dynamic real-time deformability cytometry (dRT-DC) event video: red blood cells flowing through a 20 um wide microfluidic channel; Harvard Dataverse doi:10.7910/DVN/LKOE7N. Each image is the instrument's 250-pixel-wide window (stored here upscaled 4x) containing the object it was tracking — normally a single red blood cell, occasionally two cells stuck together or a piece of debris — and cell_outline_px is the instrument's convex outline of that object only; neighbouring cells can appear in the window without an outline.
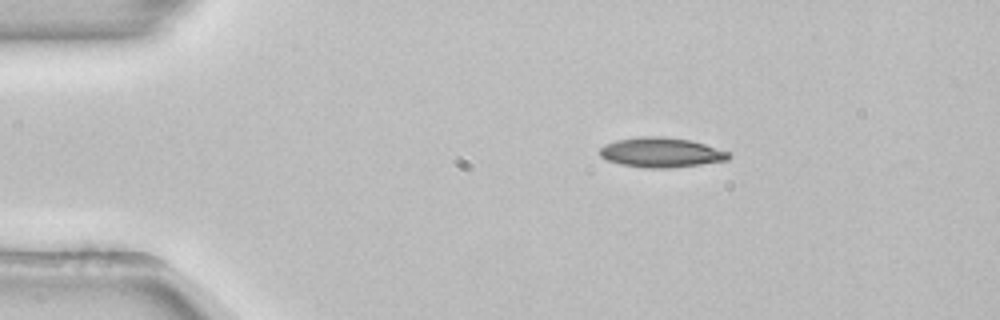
{"species": "common noctule bat (a hibernating species)", "species_latin": "Nyctalus noctula", "temperature_condition": "room temperature", "stored_images_in_passage": 44, "camera_frame_rate_fps": 3000, "um_per_image_px": 0.085, "animal": {"sex": "female", "body_mass_g": 22.7, "forearm_length_mm": 54.2}, "frame": {"image": 1, "passage_image": 1, "time_ms": 0.0, "image_size_px": [1000, 320], "cell_outline_px": [[732, 156], [728, 160], [700, 164], [668, 168], [644, 168], [620, 164], [608, 160], [600, 156], [600, 148], [616, 140], [644, 136], [660, 136], [692, 140], [728, 152]], "centroid_in_image_um": [56.2, 12.96], "position_along_channel_um": 28.8, "area_um2": 22.2}}
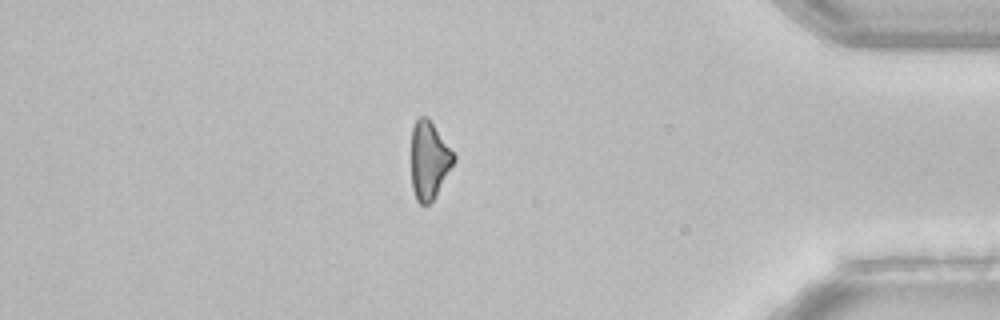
{"frame": {"image": 2, "passage_image": 37, "time_ms": 12.0, "image_size_px": [1000, 320], "cell_outline_px": [[456, 160], [432, 200], [428, 204], [420, 204], [416, 200], [412, 188], [412, 128], [416, 120], [420, 116], [428, 116], [456, 156]], "centroid_in_image_um": [36.47, 13.59], "position_along_channel_um": 398.7, "area_um2": 19.07}}
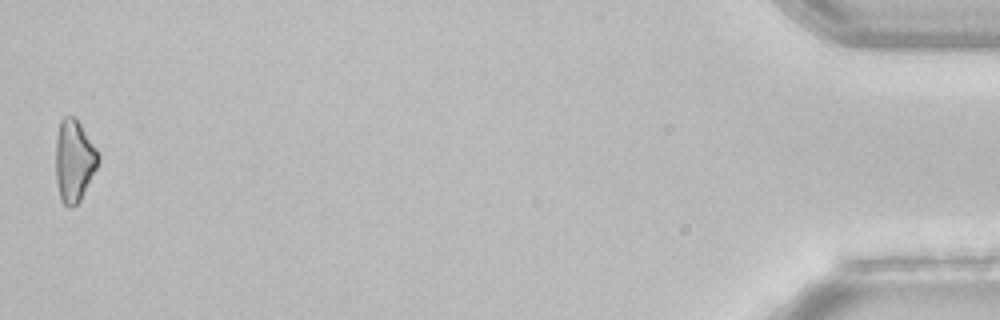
{"frame": {"image": 3, "passage_image": 44, "time_ms": 14.333, "image_size_px": [1000, 320], "cell_outline_px": [[100, 160], [80, 200], [72, 208], [68, 208], [60, 200], [56, 180], [56, 136], [60, 120], [64, 116], [72, 116], [80, 124], [96, 148], [100, 156]], "centroid_in_image_um": [6.28, 13.67], "position_along_channel_um": 428.9, "area_um2": 20.23}, "authors_computed_cell_mechanics": {"area_um2": 21.6172, "velocity_mm_per_s": 3.8892, "shape_relaxation_time_tau1_ms": 9.2422, "shape_relaxation_time_tau2_ms": null, "deformation_change_tau1": 0.1598, "deformation_change_tau2": null}}